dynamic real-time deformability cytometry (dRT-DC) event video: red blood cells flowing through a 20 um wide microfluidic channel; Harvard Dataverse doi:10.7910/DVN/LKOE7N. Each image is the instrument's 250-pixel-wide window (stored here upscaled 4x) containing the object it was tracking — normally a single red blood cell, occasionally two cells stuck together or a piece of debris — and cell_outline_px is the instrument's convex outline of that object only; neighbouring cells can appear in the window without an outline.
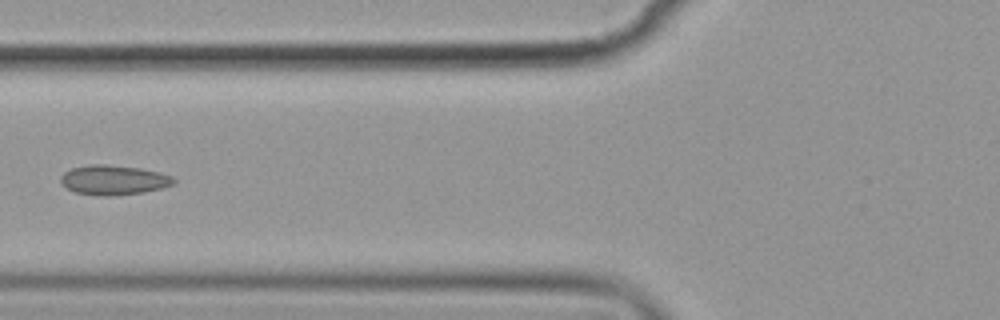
{"species": "common noctule bat (a hibernating species)", "species_latin": "Nyctalus noctula", "temperature_condition": "cold", "stored_images_in_passage": 7, "camera_frame_rate_fps": 3000, "um_per_image_px": 0.085, "animal": {"sex": "female", "body_mass_g": 19.9}, "frame": {"image": 1, "passage_image": 5, "time_ms": 5.667, "image_size_px": [1000, 320], "cell_outline_px": [[176, 184], [144, 192], [108, 196], [76, 192], [60, 184], [60, 176], [64, 172], [72, 168], [92, 164], [108, 164], [140, 168], [160, 172], [172, 176], [176, 180]], "centroid_in_image_um": [9.68, 15.28], "position_along_channel_um": 116.1, "area_um2": 19.54}}
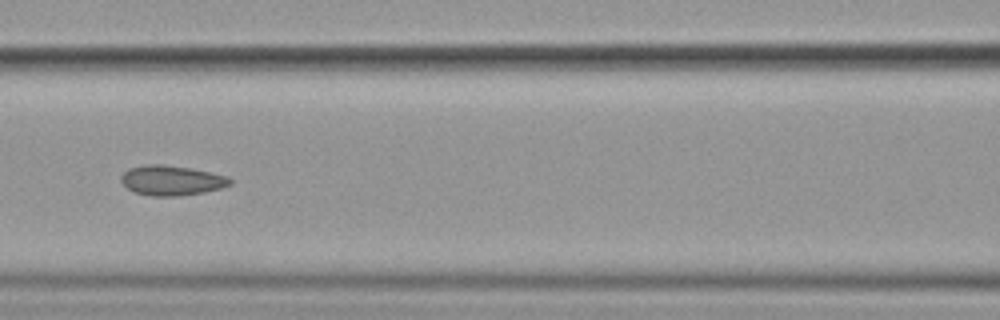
{"frame": {"image": 2, "passage_image": 6, "time_ms": 6.667, "image_size_px": [1000, 320], "cell_outline_px": [[232, 184], [220, 188], [204, 192], [180, 196], [152, 196], [136, 192], [128, 188], [120, 180], [120, 176], [128, 168], [148, 164], [164, 164], [192, 168], [212, 172], [228, 176], [232, 180]], "centroid_in_image_um": [14.61, 15.32], "position_along_channel_um": 152.0, "area_um2": 19.13}}
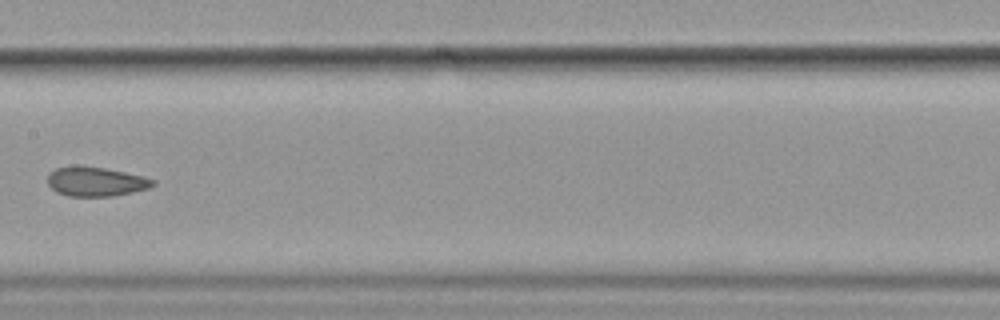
{"frame": {"image": 3, "passage_image": 7, "time_ms": 8.0, "image_size_px": [1000, 320], "cell_outline_px": [[156, 184], [148, 188], [132, 192], [112, 196], [68, 196], [56, 192], [48, 184], [48, 172], [56, 168], [76, 164], [80, 164], [104, 168], [124, 172], [156, 180]], "centroid_in_image_um": [8.09, 15.42], "position_along_channel_um": 199.3, "area_um2": 18.15}}